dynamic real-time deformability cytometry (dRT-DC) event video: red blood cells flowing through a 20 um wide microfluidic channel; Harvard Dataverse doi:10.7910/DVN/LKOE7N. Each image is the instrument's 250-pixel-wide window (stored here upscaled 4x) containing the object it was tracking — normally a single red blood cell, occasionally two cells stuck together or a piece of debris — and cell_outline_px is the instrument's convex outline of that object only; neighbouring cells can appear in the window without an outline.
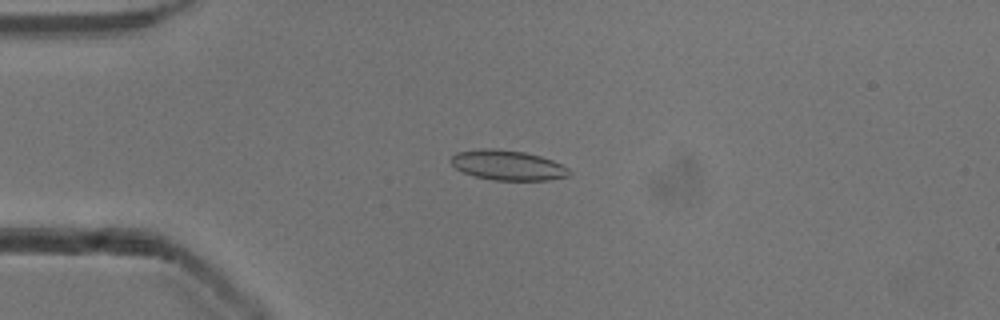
{"species": "common noctule bat (a hibernating species)", "species_latin": "Nyctalus noctula", "temperature_condition": "cold", "stored_images_in_passage": 44, "camera_frame_rate_fps": 3000, "um_per_image_px": 0.085, "animal": {"sex": "male", "body_mass_g": 13.3}, "frame": {"image": 1, "passage_image": 5, "time_ms": 1.333, "image_size_px": [1000, 320], "cell_outline_px": [[572, 172], [568, 176], [548, 180], [492, 180], [476, 176], [464, 172], [456, 168], [452, 164], [452, 156], [456, 152], [476, 148], [492, 148], [524, 152], [540, 156], [552, 160], [568, 168]], "centroid_in_image_um": [43.15, 14.03], "position_along_channel_um": 41.8, "area_um2": 20.58}}
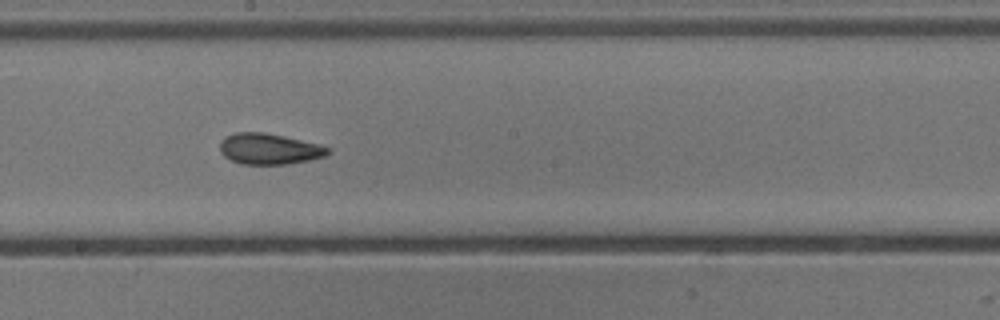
{"frame": {"image": 2, "passage_image": 21, "time_ms": 6.667, "image_size_px": [1000, 320], "cell_outline_px": [[332, 152], [324, 156], [308, 160], [284, 164], [240, 164], [224, 156], [220, 152], [220, 144], [224, 136], [236, 132], [264, 132], [284, 136], [320, 144], [332, 148]], "centroid_in_image_um": [22.89, 12.65], "position_along_channel_um": 225.3, "area_um2": 19.54}}
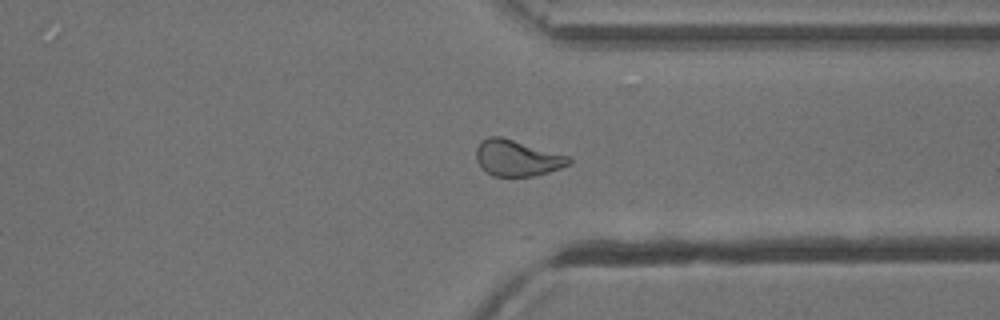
{"frame": {"image": 3, "passage_image": 32, "time_ms": 10.333, "image_size_px": [1000, 320], "cell_outline_px": [[572, 160], [568, 164], [560, 168], [548, 172], [532, 176], [492, 176], [476, 160], [476, 148], [480, 140], [488, 136], [500, 136], [568, 156]], "centroid_in_image_um": [43.91, 13.42], "position_along_channel_um": 367.5, "area_um2": 19.19}, "authors_computed_cell_mechanics": {"area_um2": 19.7676, "velocity_mm_per_s": 3.9018, "shape_relaxation_time_tau1_ms": 7.5228, "shape_relaxation_time_tau2_ms": 2.3324, "deformation_change_tau1": 0.1547, "deformation_change_tau2": 0.0752}}